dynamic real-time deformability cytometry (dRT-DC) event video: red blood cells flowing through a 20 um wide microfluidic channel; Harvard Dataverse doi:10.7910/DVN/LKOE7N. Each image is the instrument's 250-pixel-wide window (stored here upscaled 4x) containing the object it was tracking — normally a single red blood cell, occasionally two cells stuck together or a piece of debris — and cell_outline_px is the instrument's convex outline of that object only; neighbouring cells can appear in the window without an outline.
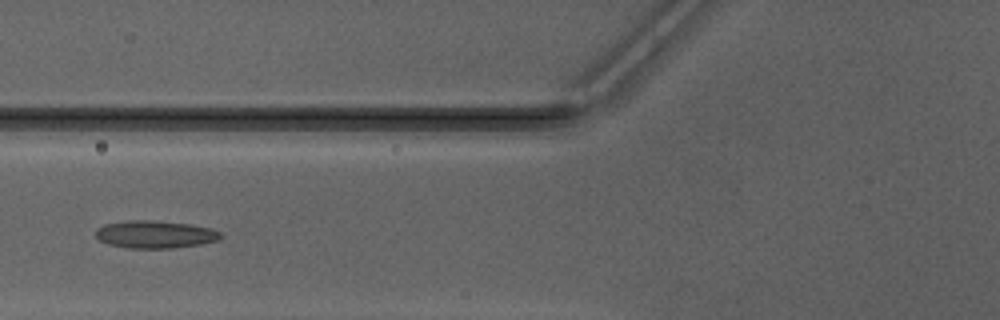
{"species": "Egyptian fruit bat (a non-hibernating species)", "species_latin": "Rousettus aegyptiacus", "temperature_condition": "warm", "stored_images_in_passage": 34, "segment_of_instrument_passage": [1, 2], "camera_frame_rate_fps": 3000, "um_per_image_px": 0.085, "animal": {"sex": "male"}, "frame": {"image": 1, "passage_image": 4, "time_ms": 1.0, "image_size_px": [1000, 320], "cell_outline_px": [[224, 236], [216, 240], [200, 244], [172, 248], [124, 248], [108, 244], [100, 240], [96, 236], [96, 228], [104, 224], [128, 220], [152, 220], [192, 224], [212, 228], [220, 232]], "centroid_in_image_um": [13.18, 19.91], "position_along_channel_um": 112.6, "area_um2": 20.23}}
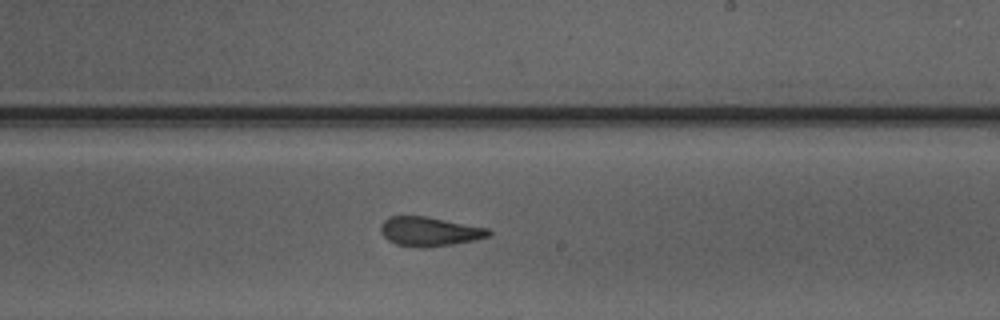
{"frame": {"image": 2, "passage_image": 14, "time_ms": 4.333, "image_size_px": [1000, 320], "cell_outline_px": [[492, 232], [488, 236], [476, 240], [452, 244], [424, 248], [396, 244], [388, 240], [380, 232], [380, 224], [388, 216], [428, 216], [488, 228]], "centroid_in_image_um": [36.49, 19.67], "position_along_channel_um": 252.5, "area_um2": 18.5}}
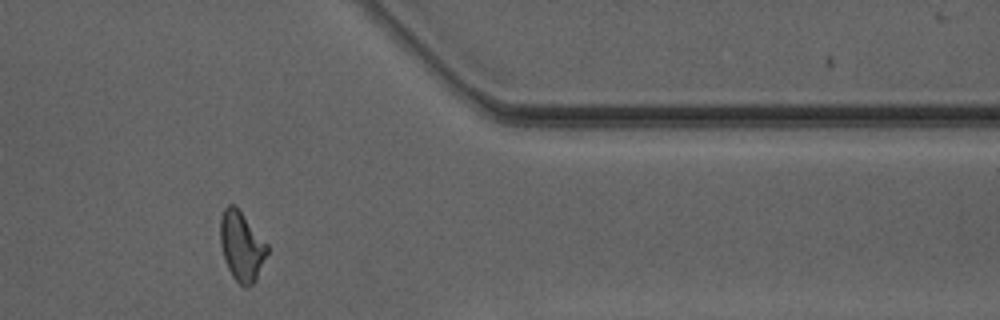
{"frame": {"image": 3, "passage_image": 25, "time_ms": 8.0, "image_size_px": [1000, 320], "cell_outline_px": [[268, 252], [256, 280], [252, 284], [244, 288], [232, 276], [224, 260], [220, 244], [220, 220], [224, 208], [228, 204], [232, 204], [240, 212], [268, 244]], "centroid_in_image_um": [20.53, 20.96], "position_along_channel_um": 390.9, "area_um2": 18.79}}